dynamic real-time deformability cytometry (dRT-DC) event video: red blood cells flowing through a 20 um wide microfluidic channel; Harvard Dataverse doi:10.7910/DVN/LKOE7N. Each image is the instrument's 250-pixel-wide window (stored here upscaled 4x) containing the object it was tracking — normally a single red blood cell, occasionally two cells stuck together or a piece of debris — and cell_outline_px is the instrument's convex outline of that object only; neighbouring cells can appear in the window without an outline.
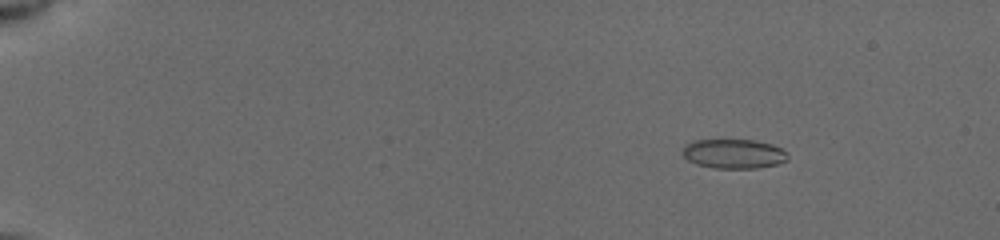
{"species": "common noctule bat (a hibernating species)", "species_latin": "Nyctalus noctula", "temperature_condition": "cold", "stored_images_in_passage": 61, "camera_frame_rate_fps": 3000, "um_per_image_px": 0.085, "animal": {"sex": "female", "body_mass_g": 19.5, "forearm_length_mm": 54.1}, "frame": {"image": 1, "passage_image": 10, "time_ms": 2.667, "image_size_px": [1000, 240], "cell_outline_px": [[788, 160], [776, 164], [756, 168], [716, 168], [696, 164], [688, 160], [684, 156], [684, 144], [696, 140], [756, 140], [772, 144], [780, 148], [788, 156]], "centroid_in_image_um": [62.37, 13.07], "position_along_channel_um": 22.6, "area_um2": 17.86}}
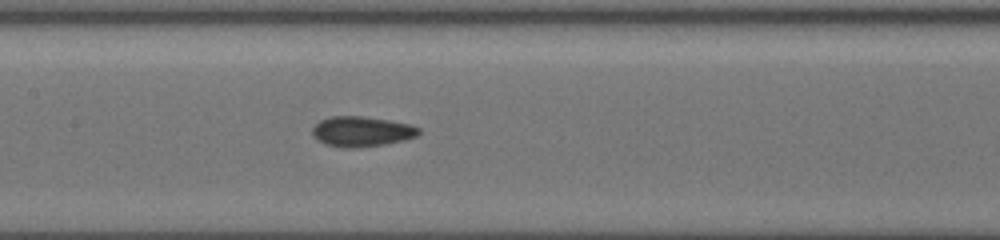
{"frame": {"image": 2, "passage_image": 36, "time_ms": 9.667, "image_size_px": [1000, 240], "cell_outline_px": [[420, 132], [416, 136], [404, 140], [384, 144], [352, 148], [344, 148], [324, 144], [312, 136], [312, 128], [320, 120], [332, 116], [360, 116], [388, 120], [412, 124], [420, 128]], "centroid_in_image_um": [30.73, 11.18], "position_along_channel_um": 176.7, "area_um2": 18.73}}
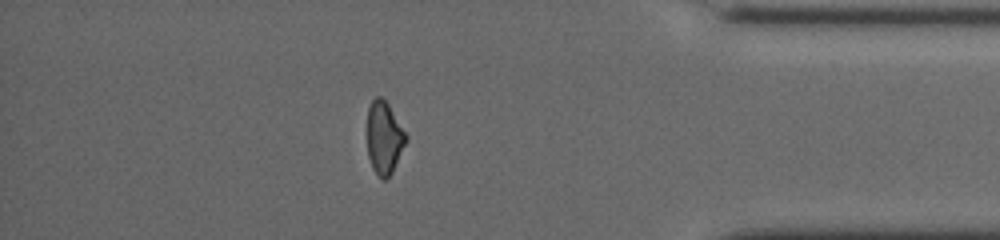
{"frame": {"image": 3, "passage_image": 55, "time_ms": 16.0, "image_size_px": [1000, 240], "cell_outline_px": [[408, 140], [392, 172], [384, 180], [380, 180], [372, 168], [368, 156], [368, 108], [372, 100], [376, 96], [380, 96], [388, 104], [408, 136]], "centroid_in_image_um": [32.66, 11.73], "position_along_channel_um": 402.5, "area_um2": 16.42}, "authors_computed_cell_mechanics": {"area_um2": 17.918, "velocity_mm_per_s": 3.9592, "shape_relaxation_time_tau1_ms": 3.3425, "shape_relaxation_time_tau2_ms": 2.879, "deformation_change_tau1": 0.1105, "deformation_change_tau2": 0.0999}}